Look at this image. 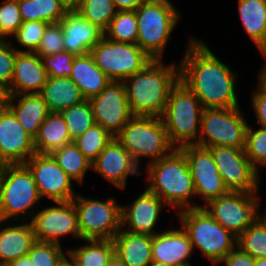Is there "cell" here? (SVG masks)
<instances>
[{"mask_svg":"<svg viewBox=\"0 0 266 266\" xmlns=\"http://www.w3.org/2000/svg\"><path fill=\"white\" fill-rule=\"evenodd\" d=\"M193 35L188 34L187 42L184 41L186 45L179 61L180 81L197 96L203 109L243 105L240 103L243 95L239 93V79H242L239 70L220 59L202 36L200 39Z\"/></svg>","mask_w":266,"mask_h":266,"instance_id":"cell-1","label":"cell"},{"mask_svg":"<svg viewBox=\"0 0 266 266\" xmlns=\"http://www.w3.org/2000/svg\"><path fill=\"white\" fill-rule=\"evenodd\" d=\"M152 60L123 82L134 116L162 117L171 89L180 80L179 61Z\"/></svg>","mask_w":266,"mask_h":266,"instance_id":"cell-2","label":"cell"},{"mask_svg":"<svg viewBox=\"0 0 266 266\" xmlns=\"http://www.w3.org/2000/svg\"><path fill=\"white\" fill-rule=\"evenodd\" d=\"M144 186L159 196L173 211L196 208L194 181L185 153L175 148L170 154L142 169Z\"/></svg>","mask_w":266,"mask_h":266,"instance_id":"cell-3","label":"cell"},{"mask_svg":"<svg viewBox=\"0 0 266 266\" xmlns=\"http://www.w3.org/2000/svg\"><path fill=\"white\" fill-rule=\"evenodd\" d=\"M135 13L137 44L151 59L165 60L172 34L183 18L181 10L171 0H145Z\"/></svg>","mask_w":266,"mask_h":266,"instance_id":"cell-4","label":"cell"},{"mask_svg":"<svg viewBox=\"0 0 266 266\" xmlns=\"http://www.w3.org/2000/svg\"><path fill=\"white\" fill-rule=\"evenodd\" d=\"M175 219L188 234L195 255L210 265H218L237 246V237L203 207L179 211Z\"/></svg>","mask_w":266,"mask_h":266,"instance_id":"cell-5","label":"cell"},{"mask_svg":"<svg viewBox=\"0 0 266 266\" xmlns=\"http://www.w3.org/2000/svg\"><path fill=\"white\" fill-rule=\"evenodd\" d=\"M115 138L141 170L175 149L169 141L162 118L155 116H133Z\"/></svg>","mask_w":266,"mask_h":266,"instance_id":"cell-6","label":"cell"},{"mask_svg":"<svg viewBox=\"0 0 266 266\" xmlns=\"http://www.w3.org/2000/svg\"><path fill=\"white\" fill-rule=\"evenodd\" d=\"M25 164H5L0 182V220L28 221L45 202Z\"/></svg>","mask_w":266,"mask_h":266,"instance_id":"cell-7","label":"cell"},{"mask_svg":"<svg viewBox=\"0 0 266 266\" xmlns=\"http://www.w3.org/2000/svg\"><path fill=\"white\" fill-rule=\"evenodd\" d=\"M202 111L197 96L179 80L170 91L161 117L169 141L175 148L198 143Z\"/></svg>","mask_w":266,"mask_h":266,"instance_id":"cell-8","label":"cell"},{"mask_svg":"<svg viewBox=\"0 0 266 266\" xmlns=\"http://www.w3.org/2000/svg\"><path fill=\"white\" fill-rule=\"evenodd\" d=\"M106 198H94L78 191L72 199L82 239L112 240L120 231L121 201L112 195Z\"/></svg>","mask_w":266,"mask_h":266,"instance_id":"cell-9","label":"cell"},{"mask_svg":"<svg viewBox=\"0 0 266 266\" xmlns=\"http://www.w3.org/2000/svg\"><path fill=\"white\" fill-rule=\"evenodd\" d=\"M243 106L203 109L200 135L196 145L208 148L228 146L244 149L246 130L249 125Z\"/></svg>","mask_w":266,"mask_h":266,"instance_id":"cell-10","label":"cell"},{"mask_svg":"<svg viewBox=\"0 0 266 266\" xmlns=\"http://www.w3.org/2000/svg\"><path fill=\"white\" fill-rule=\"evenodd\" d=\"M261 195V192L230 191L211 200L203 208L214 220L238 237L249 226L258 224L265 217V211L262 210L265 203H262Z\"/></svg>","mask_w":266,"mask_h":266,"instance_id":"cell-11","label":"cell"},{"mask_svg":"<svg viewBox=\"0 0 266 266\" xmlns=\"http://www.w3.org/2000/svg\"><path fill=\"white\" fill-rule=\"evenodd\" d=\"M48 204H42L30 221L36 240L62 246L69 238L72 243L76 241V244L77 241L83 240L79 230L77 211L72 200L54 201Z\"/></svg>","mask_w":266,"mask_h":266,"instance_id":"cell-12","label":"cell"},{"mask_svg":"<svg viewBox=\"0 0 266 266\" xmlns=\"http://www.w3.org/2000/svg\"><path fill=\"white\" fill-rule=\"evenodd\" d=\"M90 54L112 81H124L153 60L138 44L114 42L106 37L91 49Z\"/></svg>","mask_w":266,"mask_h":266,"instance_id":"cell-13","label":"cell"},{"mask_svg":"<svg viewBox=\"0 0 266 266\" xmlns=\"http://www.w3.org/2000/svg\"><path fill=\"white\" fill-rule=\"evenodd\" d=\"M140 193L133 199L121 203V229L136 233L154 236L164 230L160 224L163 212L170 214V221H174L173 212L166 203L156 194L143 187ZM167 211V212H166ZM161 225V226H159ZM159 226V227H158ZM160 228V229H158Z\"/></svg>","mask_w":266,"mask_h":266,"instance_id":"cell-14","label":"cell"},{"mask_svg":"<svg viewBox=\"0 0 266 266\" xmlns=\"http://www.w3.org/2000/svg\"><path fill=\"white\" fill-rule=\"evenodd\" d=\"M225 186L232 192L259 193L262 177L251 165L244 149L208 147Z\"/></svg>","mask_w":266,"mask_h":266,"instance_id":"cell-15","label":"cell"},{"mask_svg":"<svg viewBox=\"0 0 266 266\" xmlns=\"http://www.w3.org/2000/svg\"><path fill=\"white\" fill-rule=\"evenodd\" d=\"M180 149L185 153L194 181L196 208L204 207L211 200L230 192L225 186L208 148L187 145Z\"/></svg>","mask_w":266,"mask_h":266,"instance_id":"cell-16","label":"cell"},{"mask_svg":"<svg viewBox=\"0 0 266 266\" xmlns=\"http://www.w3.org/2000/svg\"><path fill=\"white\" fill-rule=\"evenodd\" d=\"M25 165L32 173L38 194L44 202L71 201L77 195L79 186L50 154L35 153Z\"/></svg>","mask_w":266,"mask_h":266,"instance_id":"cell-17","label":"cell"},{"mask_svg":"<svg viewBox=\"0 0 266 266\" xmlns=\"http://www.w3.org/2000/svg\"><path fill=\"white\" fill-rule=\"evenodd\" d=\"M96 124L113 137L134 116L131 112L123 81H110L98 94L89 99Z\"/></svg>","mask_w":266,"mask_h":266,"instance_id":"cell-18","label":"cell"},{"mask_svg":"<svg viewBox=\"0 0 266 266\" xmlns=\"http://www.w3.org/2000/svg\"><path fill=\"white\" fill-rule=\"evenodd\" d=\"M95 178L104 179L119 192L129 187V177H142L141 168L134 162L131 154L113 137L92 163ZM128 185V186H127Z\"/></svg>","mask_w":266,"mask_h":266,"instance_id":"cell-19","label":"cell"},{"mask_svg":"<svg viewBox=\"0 0 266 266\" xmlns=\"http://www.w3.org/2000/svg\"><path fill=\"white\" fill-rule=\"evenodd\" d=\"M35 153L34 138L7 106L0 109V161L25 164Z\"/></svg>","mask_w":266,"mask_h":266,"instance_id":"cell-20","label":"cell"},{"mask_svg":"<svg viewBox=\"0 0 266 266\" xmlns=\"http://www.w3.org/2000/svg\"><path fill=\"white\" fill-rule=\"evenodd\" d=\"M171 224L152 236L153 261L170 266L192 263L191 259L196 257L188 234L179 223L171 221Z\"/></svg>","mask_w":266,"mask_h":266,"instance_id":"cell-21","label":"cell"},{"mask_svg":"<svg viewBox=\"0 0 266 266\" xmlns=\"http://www.w3.org/2000/svg\"><path fill=\"white\" fill-rule=\"evenodd\" d=\"M63 30V44L66 52L77 55L89 54L104 37V31L87 21L76 10H69L60 20Z\"/></svg>","mask_w":266,"mask_h":266,"instance_id":"cell-22","label":"cell"},{"mask_svg":"<svg viewBox=\"0 0 266 266\" xmlns=\"http://www.w3.org/2000/svg\"><path fill=\"white\" fill-rule=\"evenodd\" d=\"M48 78L42 59L32 52H18L7 95L40 93Z\"/></svg>","mask_w":266,"mask_h":266,"instance_id":"cell-23","label":"cell"},{"mask_svg":"<svg viewBox=\"0 0 266 266\" xmlns=\"http://www.w3.org/2000/svg\"><path fill=\"white\" fill-rule=\"evenodd\" d=\"M37 242L31 222L0 220V264L28 254Z\"/></svg>","mask_w":266,"mask_h":266,"instance_id":"cell-24","label":"cell"},{"mask_svg":"<svg viewBox=\"0 0 266 266\" xmlns=\"http://www.w3.org/2000/svg\"><path fill=\"white\" fill-rule=\"evenodd\" d=\"M235 11L238 13L241 30L259 55H266V0H237Z\"/></svg>","mask_w":266,"mask_h":266,"instance_id":"cell-25","label":"cell"},{"mask_svg":"<svg viewBox=\"0 0 266 266\" xmlns=\"http://www.w3.org/2000/svg\"><path fill=\"white\" fill-rule=\"evenodd\" d=\"M6 106L33 138L50 111L39 93L7 95Z\"/></svg>","mask_w":266,"mask_h":266,"instance_id":"cell-26","label":"cell"},{"mask_svg":"<svg viewBox=\"0 0 266 266\" xmlns=\"http://www.w3.org/2000/svg\"><path fill=\"white\" fill-rule=\"evenodd\" d=\"M115 255L126 266H147L152 258V236L127 232L123 229L112 239Z\"/></svg>","mask_w":266,"mask_h":266,"instance_id":"cell-27","label":"cell"},{"mask_svg":"<svg viewBox=\"0 0 266 266\" xmlns=\"http://www.w3.org/2000/svg\"><path fill=\"white\" fill-rule=\"evenodd\" d=\"M89 100L98 95L111 79L95 64L92 55H77L73 58L72 73L69 76Z\"/></svg>","mask_w":266,"mask_h":266,"instance_id":"cell-28","label":"cell"},{"mask_svg":"<svg viewBox=\"0 0 266 266\" xmlns=\"http://www.w3.org/2000/svg\"><path fill=\"white\" fill-rule=\"evenodd\" d=\"M39 94L50 112L60 113L62 110L81 104L86 100L70 77L48 76Z\"/></svg>","mask_w":266,"mask_h":266,"instance_id":"cell-29","label":"cell"},{"mask_svg":"<svg viewBox=\"0 0 266 266\" xmlns=\"http://www.w3.org/2000/svg\"><path fill=\"white\" fill-rule=\"evenodd\" d=\"M66 244L67 254L75 266H106L115 255L112 240H80ZM71 245V246H70Z\"/></svg>","mask_w":266,"mask_h":266,"instance_id":"cell-30","label":"cell"},{"mask_svg":"<svg viewBox=\"0 0 266 266\" xmlns=\"http://www.w3.org/2000/svg\"><path fill=\"white\" fill-rule=\"evenodd\" d=\"M71 142L73 141L70 139L63 116L59 112H50L34 138L35 152L51 154Z\"/></svg>","mask_w":266,"mask_h":266,"instance_id":"cell-31","label":"cell"},{"mask_svg":"<svg viewBox=\"0 0 266 266\" xmlns=\"http://www.w3.org/2000/svg\"><path fill=\"white\" fill-rule=\"evenodd\" d=\"M59 167L80 187L85 186V178L92 173V163L83 155L74 142L66 144L50 154Z\"/></svg>","mask_w":266,"mask_h":266,"instance_id":"cell-32","label":"cell"},{"mask_svg":"<svg viewBox=\"0 0 266 266\" xmlns=\"http://www.w3.org/2000/svg\"><path fill=\"white\" fill-rule=\"evenodd\" d=\"M18 5L23 22L58 23L69 11L60 0H18Z\"/></svg>","mask_w":266,"mask_h":266,"instance_id":"cell-33","label":"cell"},{"mask_svg":"<svg viewBox=\"0 0 266 266\" xmlns=\"http://www.w3.org/2000/svg\"><path fill=\"white\" fill-rule=\"evenodd\" d=\"M104 37L114 42L137 44L138 24L135 10L117 11L104 31Z\"/></svg>","mask_w":266,"mask_h":266,"instance_id":"cell-34","label":"cell"},{"mask_svg":"<svg viewBox=\"0 0 266 266\" xmlns=\"http://www.w3.org/2000/svg\"><path fill=\"white\" fill-rule=\"evenodd\" d=\"M66 123L70 139L76 140L95 124L94 115L89 100L70 106L60 112Z\"/></svg>","mask_w":266,"mask_h":266,"instance_id":"cell-35","label":"cell"},{"mask_svg":"<svg viewBox=\"0 0 266 266\" xmlns=\"http://www.w3.org/2000/svg\"><path fill=\"white\" fill-rule=\"evenodd\" d=\"M244 151L254 169L262 175V168L266 169V129L255 124L246 130Z\"/></svg>","mask_w":266,"mask_h":266,"instance_id":"cell-36","label":"cell"},{"mask_svg":"<svg viewBox=\"0 0 266 266\" xmlns=\"http://www.w3.org/2000/svg\"><path fill=\"white\" fill-rule=\"evenodd\" d=\"M75 10L103 31L117 12L113 0H83Z\"/></svg>","mask_w":266,"mask_h":266,"instance_id":"cell-37","label":"cell"},{"mask_svg":"<svg viewBox=\"0 0 266 266\" xmlns=\"http://www.w3.org/2000/svg\"><path fill=\"white\" fill-rule=\"evenodd\" d=\"M237 247L254 259L266 258V217L237 237Z\"/></svg>","mask_w":266,"mask_h":266,"instance_id":"cell-38","label":"cell"},{"mask_svg":"<svg viewBox=\"0 0 266 266\" xmlns=\"http://www.w3.org/2000/svg\"><path fill=\"white\" fill-rule=\"evenodd\" d=\"M48 24L44 21L34 20L23 22L16 34L10 39L13 47L18 52L34 53L40 44Z\"/></svg>","mask_w":266,"mask_h":266,"instance_id":"cell-39","label":"cell"},{"mask_svg":"<svg viewBox=\"0 0 266 266\" xmlns=\"http://www.w3.org/2000/svg\"><path fill=\"white\" fill-rule=\"evenodd\" d=\"M112 138L113 136L101 125L95 123L73 142L83 155L93 163Z\"/></svg>","mask_w":266,"mask_h":266,"instance_id":"cell-40","label":"cell"},{"mask_svg":"<svg viewBox=\"0 0 266 266\" xmlns=\"http://www.w3.org/2000/svg\"><path fill=\"white\" fill-rule=\"evenodd\" d=\"M57 243L37 241L28 255L33 266H57L67 255V248Z\"/></svg>","mask_w":266,"mask_h":266,"instance_id":"cell-41","label":"cell"},{"mask_svg":"<svg viewBox=\"0 0 266 266\" xmlns=\"http://www.w3.org/2000/svg\"><path fill=\"white\" fill-rule=\"evenodd\" d=\"M22 23L18 0H0V40H10Z\"/></svg>","mask_w":266,"mask_h":266,"instance_id":"cell-42","label":"cell"},{"mask_svg":"<svg viewBox=\"0 0 266 266\" xmlns=\"http://www.w3.org/2000/svg\"><path fill=\"white\" fill-rule=\"evenodd\" d=\"M255 85L251 88L252 90L249 92V101L251 105V111L253 110L254 119L249 120L251 124H256L262 128L266 129V83L257 75L256 76Z\"/></svg>","mask_w":266,"mask_h":266,"instance_id":"cell-43","label":"cell"},{"mask_svg":"<svg viewBox=\"0 0 266 266\" xmlns=\"http://www.w3.org/2000/svg\"><path fill=\"white\" fill-rule=\"evenodd\" d=\"M64 50L63 30L60 22L47 25L37 50L34 52L40 58L46 55L61 53Z\"/></svg>","mask_w":266,"mask_h":266,"instance_id":"cell-44","label":"cell"},{"mask_svg":"<svg viewBox=\"0 0 266 266\" xmlns=\"http://www.w3.org/2000/svg\"><path fill=\"white\" fill-rule=\"evenodd\" d=\"M74 54L63 51L53 55L42 56V63L48 76L69 77L72 73Z\"/></svg>","mask_w":266,"mask_h":266,"instance_id":"cell-45","label":"cell"},{"mask_svg":"<svg viewBox=\"0 0 266 266\" xmlns=\"http://www.w3.org/2000/svg\"><path fill=\"white\" fill-rule=\"evenodd\" d=\"M17 53L10 40H0V85L6 90L13 79Z\"/></svg>","mask_w":266,"mask_h":266,"instance_id":"cell-46","label":"cell"},{"mask_svg":"<svg viewBox=\"0 0 266 266\" xmlns=\"http://www.w3.org/2000/svg\"><path fill=\"white\" fill-rule=\"evenodd\" d=\"M217 266H254V258L236 246Z\"/></svg>","mask_w":266,"mask_h":266,"instance_id":"cell-47","label":"cell"},{"mask_svg":"<svg viewBox=\"0 0 266 266\" xmlns=\"http://www.w3.org/2000/svg\"><path fill=\"white\" fill-rule=\"evenodd\" d=\"M145 0H113L117 11L135 10Z\"/></svg>","mask_w":266,"mask_h":266,"instance_id":"cell-48","label":"cell"},{"mask_svg":"<svg viewBox=\"0 0 266 266\" xmlns=\"http://www.w3.org/2000/svg\"><path fill=\"white\" fill-rule=\"evenodd\" d=\"M5 266H33V263L28 254L17 258L16 260L10 261Z\"/></svg>","mask_w":266,"mask_h":266,"instance_id":"cell-49","label":"cell"},{"mask_svg":"<svg viewBox=\"0 0 266 266\" xmlns=\"http://www.w3.org/2000/svg\"><path fill=\"white\" fill-rule=\"evenodd\" d=\"M69 10H75L83 0H60Z\"/></svg>","mask_w":266,"mask_h":266,"instance_id":"cell-50","label":"cell"},{"mask_svg":"<svg viewBox=\"0 0 266 266\" xmlns=\"http://www.w3.org/2000/svg\"><path fill=\"white\" fill-rule=\"evenodd\" d=\"M265 62L262 63V67L258 69V76L266 83V55L260 56Z\"/></svg>","mask_w":266,"mask_h":266,"instance_id":"cell-51","label":"cell"},{"mask_svg":"<svg viewBox=\"0 0 266 266\" xmlns=\"http://www.w3.org/2000/svg\"><path fill=\"white\" fill-rule=\"evenodd\" d=\"M6 101H7V92H6V89H4L0 85V109L4 108L6 106Z\"/></svg>","mask_w":266,"mask_h":266,"instance_id":"cell-52","label":"cell"},{"mask_svg":"<svg viewBox=\"0 0 266 266\" xmlns=\"http://www.w3.org/2000/svg\"><path fill=\"white\" fill-rule=\"evenodd\" d=\"M106 266H126L123 261L114 255Z\"/></svg>","mask_w":266,"mask_h":266,"instance_id":"cell-53","label":"cell"},{"mask_svg":"<svg viewBox=\"0 0 266 266\" xmlns=\"http://www.w3.org/2000/svg\"><path fill=\"white\" fill-rule=\"evenodd\" d=\"M57 266H74V262L67 254Z\"/></svg>","mask_w":266,"mask_h":266,"instance_id":"cell-54","label":"cell"},{"mask_svg":"<svg viewBox=\"0 0 266 266\" xmlns=\"http://www.w3.org/2000/svg\"><path fill=\"white\" fill-rule=\"evenodd\" d=\"M254 266H266V258L254 259Z\"/></svg>","mask_w":266,"mask_h":266,"instance_id":"cell-55","label":"cell"},{"mask_svg":"<svg viewBox=\"0 0 266 266\" xmlns=\"http://www.w3.org/2000/svg\"><path fill=\"white\" fill-rule=\"evenodd\" d=\"M147 266H170L162 262L151 261Z\"/></svg>","mask_w":266,"mask_h":266,"instance_id":"cell-56","label":"cell"},{"mask_svg":"<svg viewBox=\"0 0 266 266\" xmlns=\"http://www.w3.org/2000/svg\"><path fill=\"white\" fill-rule=\"evenodd\" d=\"M4 168H5V164H3V163L0 161V182H1V177H2V174H3Z\"/></svg>","mask_w":266,"mask_h":266,"instance_id":"cell-57","label":"cell"},{"mask_svg":"<svg viewBox=\"0 0 266 266\" xmlns=\"http://www.w3.org/2000/svg\"><path fill=\"white\" fill-rule=\"evenodd\" d=\"M174 266H194V263L180 264V265H174Z\"/></svg>","mask_w":266,"mask_h":266,"instance_id":"cell-58","label":"cell"}]
</instances>
